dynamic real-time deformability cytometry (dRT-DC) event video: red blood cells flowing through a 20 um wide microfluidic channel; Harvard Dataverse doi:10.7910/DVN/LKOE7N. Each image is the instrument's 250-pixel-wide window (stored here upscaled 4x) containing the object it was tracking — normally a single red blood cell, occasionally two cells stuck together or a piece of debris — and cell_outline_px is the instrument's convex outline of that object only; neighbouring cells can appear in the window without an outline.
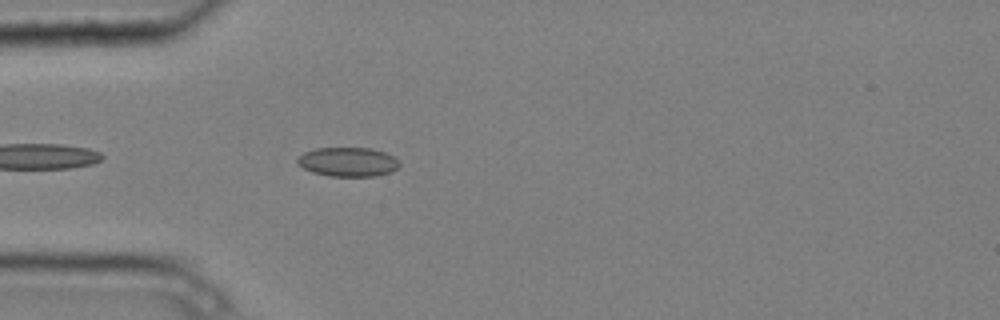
{"species": "common noctule bat (a hibernating species)", "species_latin": "Nyctalus noctula", "temperature_condition": "cold", "stored_images_in_passage": 5, "camera_frame_rate_fps": 3000, "um_per_image_px": 0.085, "animal": {"sex": "male", "body_mass_g": 20.4}, "frame": {"image": 1, "passage_image": 5, "time_ms": 1.333, "image_size_px": [1000, 320], "cell_outline_px": [[400, 164], [392, 172], [376, 176], [332, 176], [312, 172], [304, 168], [296, 160], [296, 156], [304, 152], [316, 148], [368, 148], [384, 152], [392, 156]], "centroid_in_image_um": [29.55, 13.76], "position_along_channel_um": 55.5, "area_um2": 17.22}}